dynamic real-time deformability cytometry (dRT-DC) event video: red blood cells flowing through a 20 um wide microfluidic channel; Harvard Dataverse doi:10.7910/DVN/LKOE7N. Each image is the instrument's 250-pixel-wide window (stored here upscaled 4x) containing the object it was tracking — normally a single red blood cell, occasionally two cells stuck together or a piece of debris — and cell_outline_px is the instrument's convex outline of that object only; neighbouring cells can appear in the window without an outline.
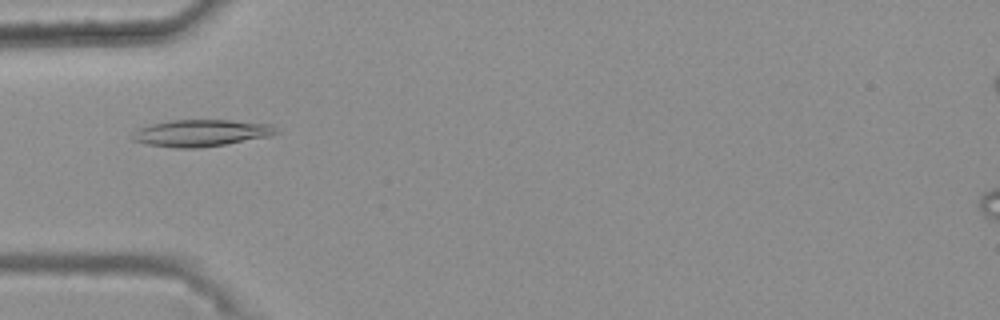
{"species": "common noctule bat (a hibernating species)", "species_latin": "Nyctalus noctula", "temperature_condition": "warm", "stored_images_in_passage": 49, "camera_frame_rate_fps": 3000, "um_per_image_px": 0.085, "animal": {"sex": "female", "body_mass_g": 25.1}, "frame": {"image": 1, "passage_image": 17, "time_ms": 5.333, "image_size_px": [1000, 320], "cell_outline_px": [[280, 132], [268, 136], [224, 144], [196, 148], [176, 148], [148, 144], [132, 140], [128, 136], [140, 128], [152, 124], [172, 120], [232, 120], [272, 124]], "centroid_in_image_um": [17.08, 11.3], "position_along_channel_um": 67.9, "area_um2": 22.31}}
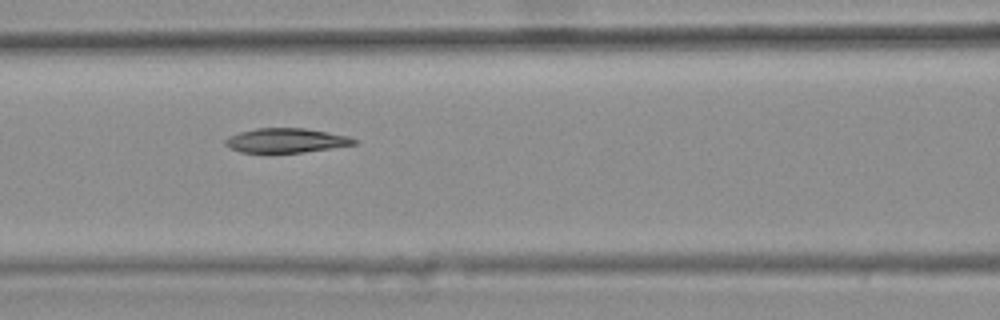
{"frame": {"image": 2, "passage_image": 23, "time_ms": 7.333, "image_size_px": [1000, 320], "cell_outline_px": [[356, 144], [332, 148], [304, 152], [264, 156], [240, 152], [228, 148], [224, 144], [224, 140], [228, 136], [240, 132], [256, 128], [304, 128], [348, 136], [356, 140]], "centroid_in_image_um": [24.2, 11.99], "position_along_channel_um": 142.4, "area_um2": 19.13}}
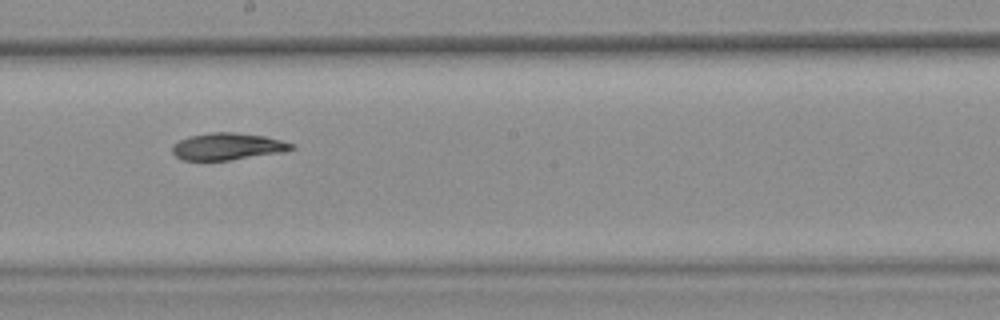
{"frame": {"image": 3, "passage_image": 30, "time_ms": 9.667, "image_size_px": [1000, 320], "cell_outline_px": [[296, 148], [284, 152], [228, 160], [184, 160], [176, 156], [172, 152], [172, 144], [188, 136], [212, 132], [232, 132], [264, 136], [296, 144]], "centroid_in_image_um": [19.36, 12.44], "position_along_channel_um": 228.8, "area_um2": 18.73}}